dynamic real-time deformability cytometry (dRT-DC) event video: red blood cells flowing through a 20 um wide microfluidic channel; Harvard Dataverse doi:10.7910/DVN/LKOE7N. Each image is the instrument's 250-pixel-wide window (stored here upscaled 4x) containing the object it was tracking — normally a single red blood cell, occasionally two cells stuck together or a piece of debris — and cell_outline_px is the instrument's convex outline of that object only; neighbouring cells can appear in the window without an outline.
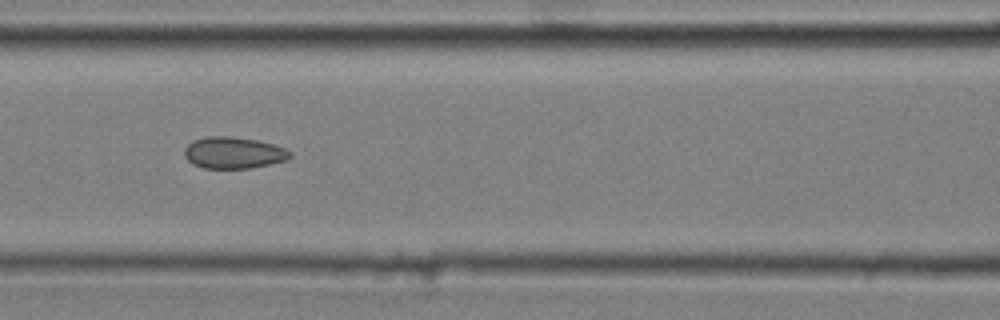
{"species": "common noctule bat (a hibernating species)", "species_latin": "Nyctalus noctula", "temperature_condition": "cold", "stored_images_in_passage": 9, "camera_frame_rate_fps": 3000, "um_per_image_px": 0.085, "animal": {"sex": "male", "body_mass_g": 20.4}, "frame": {"image": 1, "passage_image": 6, "time_ms": 1.667, "image_size_px": [1000, 320], "cell_outline_px": [[292, 156], [284, 160], [252, 168], [204, 168], [192, 164], [184, 156], [184, 148], [192, 140], [208, 136], [228, 136], [256, 140], [272, 144], [284, 148], [292, 152]], "centroid_in_image_um": [19.81, 12.98], "position_along_channel_um": 146.8, "area_um2": 19.36}}
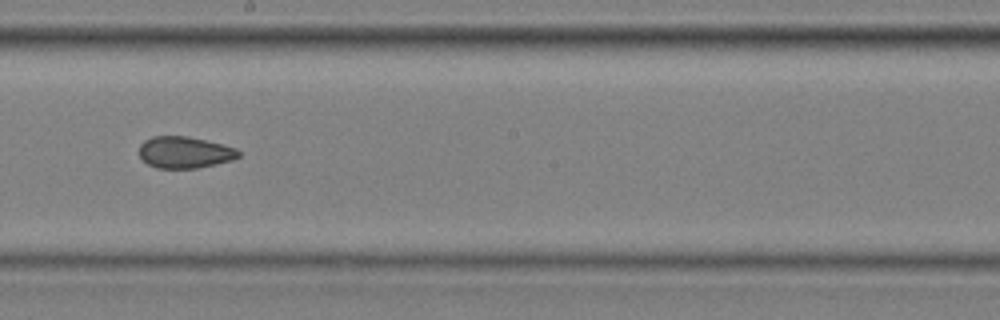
{"frame": {"image": 2, "passage_image": 8, "time_ms": 2.333, "image_size_px": [1000, 320], "cell_outline_px": [[240, 156], [232, 160], [216, 164], [196, 168], [156, 168], [148, 164], [140, 156], [140, 144], [144, 140], [152, 136], [188, 136], [224, 144], [236, 148], [240, 152]], "centroid_in_image_um": [15.71, 12.94], "position_along_channel_um": 232.5, "area_um2": 18.38}}
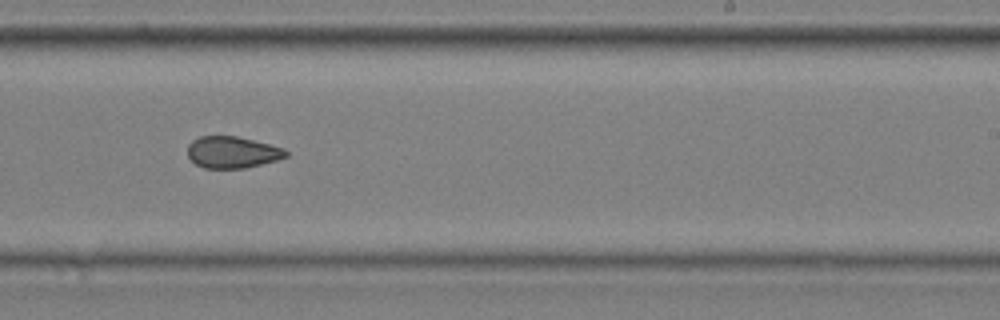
{"frame": {"image": 3, "passage_image": 9, "time_ms": 2.667, "image_size_px": [1000, 320], "cell_outline_px": [[288, 156], [276, 160], [244, 168], [204, 168], [196, 164], [188, 156], [188, 144], [192, 140], [200, 136], [236, 136], [284, 148], [288, 152]], "centroid_in_image_um": [19.73, 12.94], "position_along_channel_um": 269.3, "area_um2": 17.98}}